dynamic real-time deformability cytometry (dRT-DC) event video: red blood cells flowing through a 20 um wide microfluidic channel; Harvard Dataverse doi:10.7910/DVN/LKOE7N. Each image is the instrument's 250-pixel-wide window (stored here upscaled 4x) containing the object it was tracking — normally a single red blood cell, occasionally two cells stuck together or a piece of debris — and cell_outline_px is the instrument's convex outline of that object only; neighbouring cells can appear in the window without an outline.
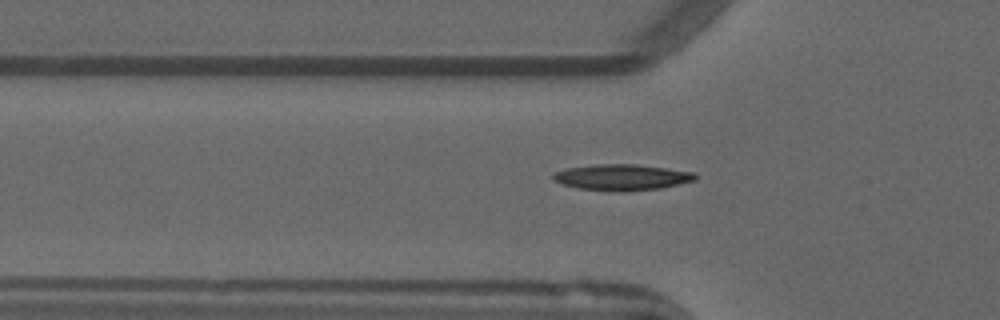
{"species": "common noctule bat (a hibernating species)", "species_latin": "Nyctalus noctula", "temperature_condition": "warm", "stored_images_in_passage": 54, "camera_frame_rate_fps": 3000, "um_per_image_px": 0.085, "animal": {"sex": "male", "forearm_length_mm": 52.5}, "frame": {"image": 1, "passage_image": 18, "time_ms": 5.667, "image_size_px": [1000, 320], "cell_outline_px": [[696, 180], [660, 188], [580, 188], [564, 184], [552, 180], [552, 172], [568, 168], [596, 164], [636, 164], [696, 172]], "centroid_in_image_um": [52.87, 15.0], "position_along_channel_um": 72.9, "area_um2": 20.35}}
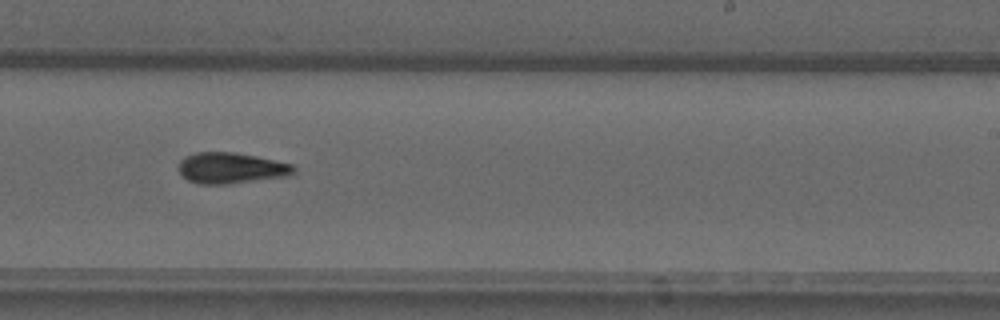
{"frame": {"image": 2, "passage_image": 33, "time_ms": 10.667, "image_size_px": [1000, 320], "cell_outline_px": [[296, 168], [288, 176], [228, 184], [200, 184], [188, 180], [180, 172], [180, 160], [184, 156], [196, 152], [232, 152], [256, 156], [292, 164]], "centroid_in_image_um": [19.63, 14.28], "position_along_channel_um": 269.4, "area_um2": 20.58}}
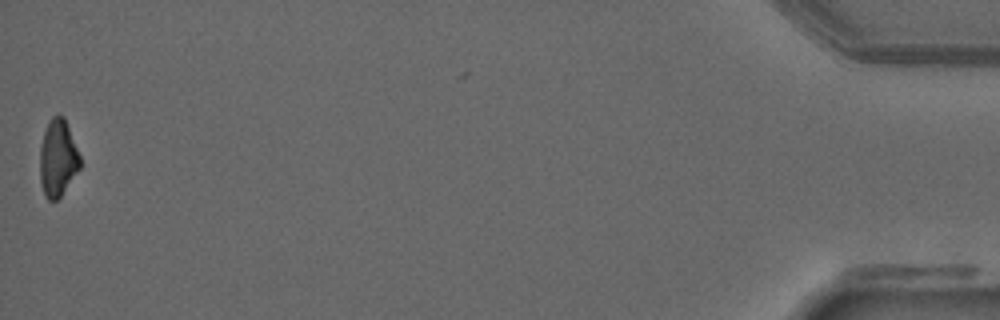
{"frame": {"image": 3, "passage_image": 53, "time_ms": 17.333, "image_size_px": [1000, 320], "cell_outline_px": [[80, 168], [60, 196], [56, 200], [48, 200], [44, 196], [40, 180], [40, 148], [44, 132], [48, 120], [52, 116], [64, 116], [80, 156]], "centroid_in_image_um": [4.9, 13.44], "position_along_channel_um": 430.3, "area_um2": 17.86}, "authors_computed_cell_mechanics": {"area_um2": 19.6231, "velocity_mm_per_s": 3.9287, "shape_relaxation_time_tau1_ms": 7.9767, "shape_relaxation_time_tau2_ms": 7.752, "deformation_change_tau1": 0.2402, "deformation_change_tau2": 0.1703}}